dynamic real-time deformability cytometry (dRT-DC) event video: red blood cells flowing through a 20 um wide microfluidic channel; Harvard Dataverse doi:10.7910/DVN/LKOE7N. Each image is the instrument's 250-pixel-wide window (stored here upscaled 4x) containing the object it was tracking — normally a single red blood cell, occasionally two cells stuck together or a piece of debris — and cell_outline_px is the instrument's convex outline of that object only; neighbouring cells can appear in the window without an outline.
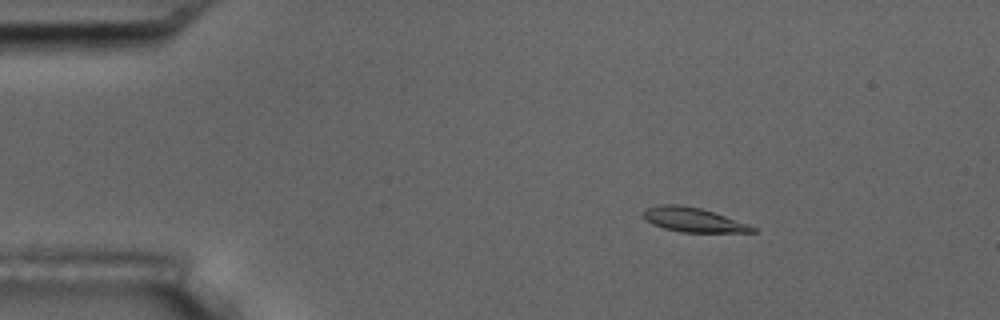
{"species": "common noctule bat (a hibernating species)", "species_latin": "Nyctalus noctula", "temperature_condition": "room temperature", "stored_images_in_passage": 15, "camera_frame_rate_fps": 3000, "um_per_image_px": 0.085, "animal": {"sex": "male", "body_mass_g": 17.5, "forearm_length_mm": 52.3}, "frame": {"image": 1, "passage_image": 3, "time_ms": 0.667, "image_size_px": [1000, 320], "cell_outline_px": [[756, 232], [680, 232], [664, 228], [652, 224], [644, 220], [644, 208], [660, 204], [676, 204], [700, 208], [748, 224], [756, 228]], "centroid_in_image_um": [58.87, 18.68], "position_along_channel_um": 26.1, "area_um2": 15.32}}
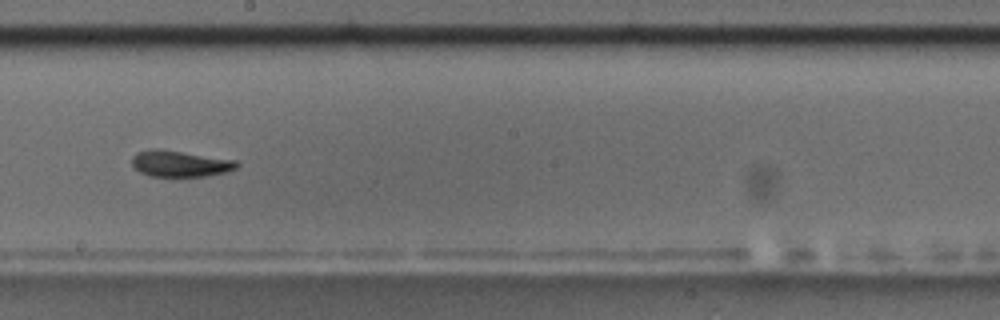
{"frame": {"image": 2, "passage_image": 9, "time_ms": 2.667, "image_size_px": [1000, 320], "cell_outline_px": [[240, 164], [236, 168], [228, 172], [208, 176], [148, 176], [140, 172], [132, 164], [132, 156], [136, 152], [152, 148], [156, 148], [236, 160]], "centroid_in_image_um": [15.3, 13.91], "position_along_channel_um": 232.9, "area_um2": 16.07}}
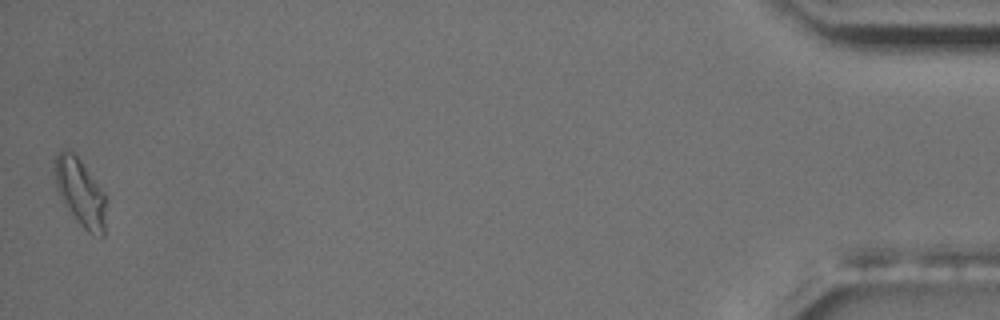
{"frame": {"image": 3, "passage_image": 15, "time_ms": 4.667, "image_size_px": [1000, 320], "cell_outline_px": [[108, 196], [104, 236], [100, 236], [88, 232], [80, 224], [64, 204], [56, 188], [56, 156], [64, 148], [68, 148], [76, 152]], "centroid_in_image_um": [6.9, 16.33], "position_along_channel_um": 428.3, "area_um2": 20.63}}